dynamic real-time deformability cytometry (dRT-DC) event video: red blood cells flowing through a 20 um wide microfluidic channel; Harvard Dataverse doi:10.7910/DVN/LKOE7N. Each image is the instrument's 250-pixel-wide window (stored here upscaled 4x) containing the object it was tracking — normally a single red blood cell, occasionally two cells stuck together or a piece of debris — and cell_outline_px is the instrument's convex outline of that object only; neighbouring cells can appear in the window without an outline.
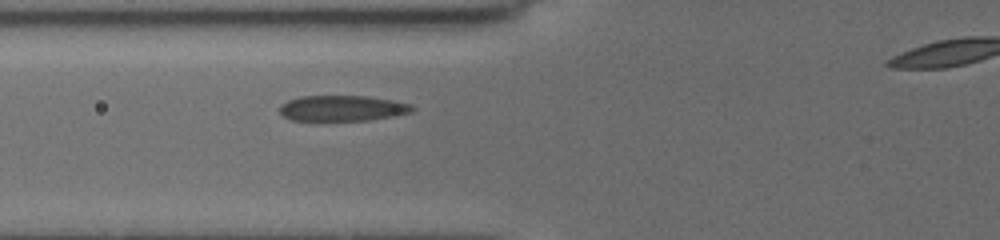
{"species": "common noctule bat (a hibernating species)", "species_latin": "Nyctalus noctula", "temperature_condition": "cold", "stored_images_in_passage": 3, "segment_of_instrument_passage": [1, 2], "camera_frame_rate_fps": 3000, "um_per_image_px": 0.085, "animal": {"sex": "female", "body_mass_g": 19.5, "forearm_length_mm": 54.1}, "frame": {"image": 1, "passage_image": 2, "time_ms": 0.667, "image_size_px": [1000, 240], "cell_outline_px": [[416, 108], [412, 112], [392, 116], [368, 120], [316, 124], [292, 120], [284, 116], [280, 112], [280, 104], [288, 100], [300, 96], [368, 96], [392, 100], [412, 104]], "centroid_in_image_um": [29.04, 9.25], "position_along_channel_um": 96.8, "area_um2": 20.87}}